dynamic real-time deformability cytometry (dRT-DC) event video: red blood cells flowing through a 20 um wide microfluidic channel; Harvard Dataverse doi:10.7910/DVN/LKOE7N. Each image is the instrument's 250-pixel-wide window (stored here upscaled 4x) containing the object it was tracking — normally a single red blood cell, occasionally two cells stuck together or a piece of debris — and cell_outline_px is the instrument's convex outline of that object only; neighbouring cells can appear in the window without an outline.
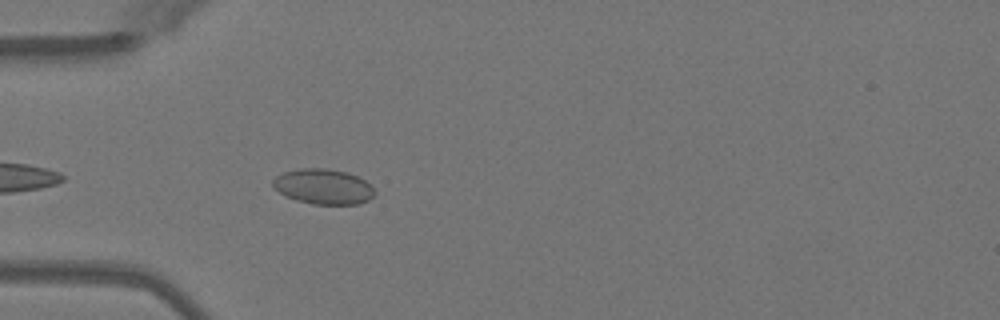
{"species": "Egyptian fruit bat (a non-hibernating species)", "species_latin": "Rousettus aegyptiacus", "temperature_condition": "warm", "stored_images_in_passage": 38, "camera_frame_rate_fps": 3000, "um_per_image_px": 0.085, "animal": {"sex": "female"}, "frame": {"image": 1, "passage_image": 3, "time_ms": 0.667, "image_size_px": [1000, 320], "cell_outline_px": [[376, 192], [368, 200], [360, 204], [312, 204], [296, 200], [280, 192], [272, 184], [272, 180], [276, 176], [284, 172], [300, 168], [324, 168], [348, 172], [372, 184]], "centroid_in_image_um": [27.52, 15.85], "position_along_channel_um": 57.5, "area_um2": 20.87}}
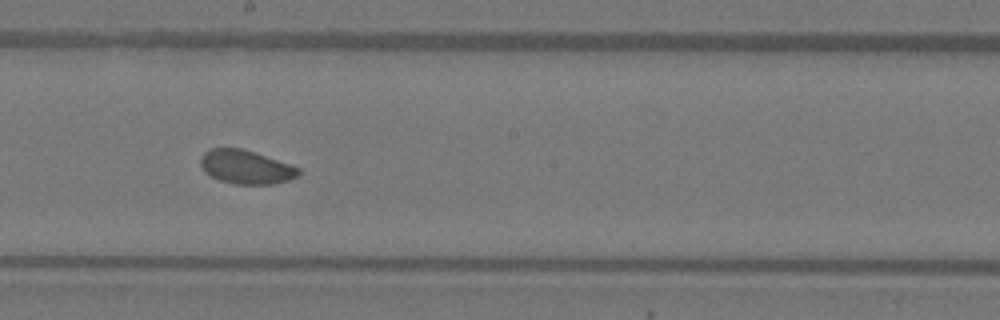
{"frame": {"image": 2, "passage_image": 16, "time_ms": 5.0, "image_size_px": [1000, 320], "cell_outline_px": [[300, 172], [296, 176], [288, 180], [272, 184], [232, 184], [220, 180], [204, 172], [200, 164], [200, 156], [204, 152], [212, 148], [240, 148], [300, 168]], "centroid_in_image_um": [20.85, 14.2], "position_along_channel_um": 227.4, "area_um2": 18.96}}
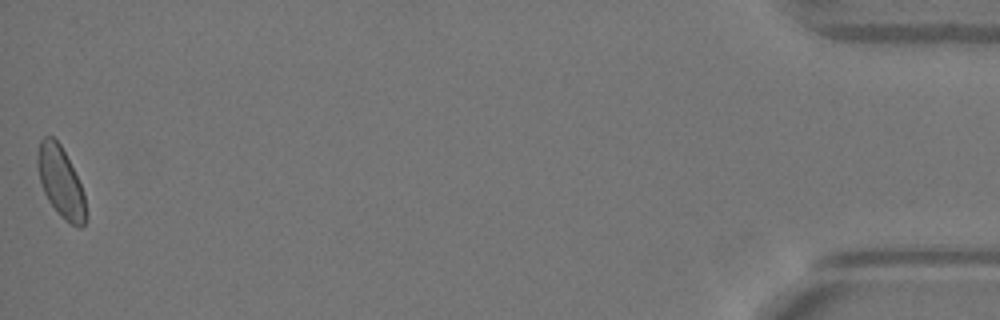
{"frame": {"image": 3, "passage_image": 38, "time_ms": 12.333, "image_size_px": [1000, 320], "cell_outline_px": [[88, 216], [84, 224], [80, 228], [64, 220], [48, 200], [44, 192], [40, 180], [36, 164], [36, 156], [40, 140], [44, 136], [52, 136], [60, 144], [80, 184], [84, 196]], "centroid_in_image_um": [5.15, 15.48], "position_along_channel_um": 430.0, "area_um2": 19.71}, "authors_computed_cell_mechanics": {"area_um2": 19.8543, "velocity_mm_per_s": 4.0371, "shape_relaxation_time_tau1_ms": 3.7696, "shape_relaxation_time_tau2_ms": 5.6483, "deformation_change_tau1": 0.0519, "deformation_change_tau2": 0.082}}